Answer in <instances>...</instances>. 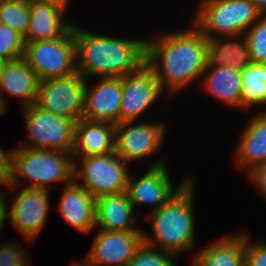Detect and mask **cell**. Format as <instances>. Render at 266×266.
<instances>
[{
  "instance_id": "obj_35",
  "label": "cell",
  "mask_w": 266,
  "mask_h": 266,
  "mask_svg": "<svg viewBox=\"0 0 266 266\" xmlns=\"http://www.w3.org/2000/svg\"><path fill=\"white\" fill-rule=\"evenodd\" d=\"M36 1L52 4L56 7L64 10L65 12H66V9H67L68 3H69L68 2L69 0H36Z\"/></svg>"
},
{
  "instance_id": "obj_29",
  "label": "cell",
  "mask_w": 266,
  "mask_h": 266,
  "mask_svg": "<svg viewBox=\"0 0 266 266\" xmlns=\"http://www.w3.org/2000/svg\"><path fill=\"white\" fill-rule=\"evenodd\" d=\"M24 51V37L0 23V59L6 62L14 61L23 58Z\"/></svg>"
},
{
  "instance_id": "obj_10",
  "label": "cell",
  "mask_w": 266,
  "mask_h": 266,
  "mask_svg": "<svg viewBox=\"0 0 266 266\" xmlns=\"http://www.w3.org/2000/svg\"><path fill=\"white\" fill-rule=\"evenodd\" d=\"M122 122L115 127V152L127 163L151 156L163 144L165 125L159 123Z\"/></svg>"
},
{
  "instance_id": "obj_2",
  "label": "cell",
  "mask_w": 266,
  "mask_h": 266,
  "mask_svg": "<svg viewBox=\"0 0 266 266\" xmlns=\"http://www.w3.org/2000/svg\"><path fill=\"white\" fill-rule=\"evenodd\" d=\"M76 70L90 76L123 77L139 70L146 61V39L128 40L95 34L73 23Z\"/></svg>"
},
{
  "instance_id": "obj_33",
  "label": "cell",
  "mask_w": 266,
  "mask_h": 266,
  "mask_svg": "<svg viewBox=\"0 0 266 266\" xmlns=\"http://www.w3.org/2000/svg\"><path fill=\"white\" fill-rule=\"evenodd\" d=\"M249 179L256 186L257 191L266 197V163L254 167L248 171Z\"/></svg>"
},
{
  "instance_id": "obj_34",
  "label": "cell",
  "mask_w": 266,
  "mask_h": 266,
  "mask_svg": "<svg viewBox=\"0 0 266 266\" xmlns=\"http://www.w3.org/2000/svg\"><path fill=\"white\" fill-rule=\"evenodd\" d=\"M2 191H0V230L1 227L3 228L4 227V224H5V220L7 219L8 217V206L9 204H7L6 202V199L7 198V193L5 191V193H1ZM4 194V195H3Z\"/></svg>"
},
{
  "instance_id": "obj_37",
  "label": "cell",
  "mask_w": 266,
  "mask_h": 266,
  "mask_svg": "<svg viewBox=\"0 0 266 266\" xmlns=\"http://www.w3.org/2000/svg\"><path fill=\"white\" fill-rule=\"evenodd\" d=\"M256 8L262 13L266 14V0H251Z\"/></svg>"
},
{
  "instance_id": "obj_14",
  "label": "cell",
  "mask_w": 266,
  "mask_h": 266,
  "mask_svg": "<svg viewBox=\"0 0 266 266\" xmlns=\"http://www.w3.org/2000/svg\"><path fill=\"white\" fill-rule=\"evenodd\" d=\"M143 232L98 229L87 255L96 266H127L144 241Z\"/></svg>"
},
{
  "instance_id": "obj_21",
  "label": "cell",
  "mask_w": 266,
  "mask_h": 266,
  "mask_svg": "<svg viewBox=\"0 0 266 266\" xmlns=\"http://www.w3.org/2000/svg\"><path fill=\"white\" fill-rule=\"evenodd\" d=\"M238 140L234 159L237 164L254 167L266 163V110L255 114L246 124Z\"/></svg>"
},
{
  "instance_id": "obj_26",
  "label": "cell",
  "mask_w": 266,
  "mask_h": 266,
  "mask_svg": "<svg viewBox=\"0 0 266 266\" xmlns=\"http://www.w3.org/2000/svg\"><path fill=\"white\" fill-rule=\"evenodd\" d=\"M30 22L29 3L0 0V23L25 37Z\"/></svg>"
},
{
  "instance_id": "obj_40",
  "label": "cell",
  "mask_w": 266,
  "mask_h": 266,
  "mask_svg": "<svg viewBox=\"0 0 266 266\" xmlns=\"http://www.w3.org/2000/svg\"><path fill=\"white\" fill-rule=\"evenodd\" d=\"M13 1H22V2H27V3H32L33 1H36V0H13Z\"/></svg>"
},
{
  "instance_id": "obj_5",
  "label": "cell",
  "mask_w": 266,
  "mask_h": 266,
  "mask_svg": "<svg viewBox=\"0 0 266 266\" xmlns=\"http://www.w3.org/2000/svg\"><path fill=\"white\" fill-rule=\"evenodd\" d=\"M193 24L207 38L244 34L262 15L251 0H201Z\"/></svg>"
},
{
  "instance_id": "obj_30",
  "label": "cell",
  "mask_w": 266,
  "mask_h": 266,
  "mask_svg": "<svg viewBox=\"0 0 266 266\" xmlns=\"http://www.w3.org/2000/svg\"><path fill=\"white\" fill-rule=\"evenodd\" d=\"M0 245V266H29L26 249L13 242Z\"/></svg>"
},
{
  "instance_id": "obj_3",
  "label": "cell",
  "mask_w": 266,
  "mask_h": 266,
  "mask_svg": "<svg viewBox=\"0 0 266 266\" xmlns=\"http://www.w3.org/2000/svg\"><path fill=\"white\" fill-rule=\"evenodd\" d=\"M194 181L191 177L166 204L149 213L153 233L143 232L145 243L175 254L194 249Z\"/></svg>"
},
{
  "instance_id": "obj_7",
  "label": "cell",
  "mask_w": 266,
  "mask_h": 266,
  "mask_svg": "<svg viewBox=\"0 0 266 266\" xmlns=\"http://www.w3.org/2000/svg\"><path fill=\"white\" fill-rule=\"evenodd\" d=\"M82 159L80 168L77 164L75 165L74 179L95 199L126 191L130 176L127 170L129 163L119 157L116 152L86 156ZM79 179L82 181L79 182Z\"/></svg>"
},
{
  "instance_id": "obj_27",
  "label": "cell",
  "mask_w": 266,
  "mask_h": 266,
  "mask_svg": "<svg viewBox=\"0 0 266 266\" xmlns=\"http://www.w3.org/2000/svg\"><path fill=\"white\" fill-rule=\"evenodd\" d=\"M176 255L143 241L127 266H176L174 259Z\"/></svg>"
},
{
  "instance_id": "obj_32",
  "label": "cell",
  "mask_w": 266,
  "mask_h": 266,
  "mask_svg": "<svg viewBox=\"0 0 266 266\" xmlns=\"http://www.w3.org/2000/svg\"><path fill=\"white\" fill-rule=\"evenodd\" d=\"M13 149L5 151L0 146V185L11 187L12 184Z\"/></svg>"
},
{
  "instance_id": "obj_16",
  "label": "cell",
  "mask_w": 266,
  "mask_h": 266,
  "mask_svg": "<svg viewBox=\"0 0 266 266\" xmlns=\"http://www.w3.org/2000/svg\"><path fill=\"white\" fill-rule=\"evenodd\" d=\"M40 80L24 58L7 61L0 76V100L7 109L3 91L21 99L22 108L36 102ZM2 93V94H1Z\"/></svg>"
},
{
  "instance_id": "obj_12",
  "label": "cell",
  "mask_w": 266,
  "mask_h": 266,
  "mask_svg": "<svg viewBox=\"0 0 266 266\" xmlns=\"http://www.w3.org/2000/svg\"><path fill=\"white\" fill-rule=\"evenodd\" d=\"M164 159L153 162L150 168L138 180L128 179L126 192L133 207L136 205H152L153 212L166 204L175 193L192 177L188 175L176 189L173 187ZM134 180V181H133Z\"/></svg>"
},
{
  "instance_id": "obj_24",
  "label": "cell",
  "mask_w": 266,
  "mask_h": 266,
  "mask_svg": "<svg viewBox=\"0 0 266 266\" xmlns=\"http://www.w3.org/2000/svg\"><path fill=\"white\" fill-rule=\"evenodd\" d=\"M244 233L219 239L193 255V266H245Z\"/></svg>"
},
{
  "instance_id": "obj_39",
  "label": "cell",
  "mask_w": 266,
  "mask_h": 266,
  "mask_svg": "<svg viewBox=\"0 0 266 266\" xmlns=\"http://www.w3.org/2000/svg\"><path fill=\"white\" fill-rule=\"evenodd\" d=\"M5 62H6V61L0 59V76H1L2 69H3V67H4Z\"/></svg>"
},
{
  "instance_id": "obj_11",
  "label": "cell",
  "mask_w": 266,
  "mask_h": 266,
  "mask_svg": "<svg viewBox=\"0 0 266 266\" xmlns=\"http://www.w3.org/2000/svg\"><path fill=\"white\" fill-rule=\"evenodd\" d=\"M162 93L154 72L146 64L123 76L119 123L136 121Z\"/></svg>"
},
{
  "instance_id": "obj_1",
  "label": "cell",
  "mask_w": 266,
  "mask_h": 266,
  "mask_svg": "<svg viewBox=\"0 0 266 266\" xmlns=\"http://www.w3.org/2000/svg\"><path fill=\"white\" fill-rule=\"evenodd\" d=\"M207 40L193 23L189 30L162 32L154 40L146 39L145 64L163 92L173 95L202 78L207 65Z\"/></svg>"
},
{
  "instance_id": "obj_9",
  "label": "cell",
  "mask_w": 266,
  "mask_h": 266,
  "mask_svg": "<svg viewBox=\"0 0 266 266\" xmlns=\"http://www.w3.org/2000/svg\"><path fill=\"white\" fill-rule=\"evenodd\" d=\"M86 79L78 72L40 81L35 104L78 122L84 114Z\"/></svg>"
},
{
  "instance_id": "obj_25",
  "label": "cell",
  "mask_w": 266,
  "mask_h": 266,
  "mask_svg": "<svg viewBox=\"0 0 266 266\" xmlns=\"http://www.w3.org/2000/svg\"><path fill=\"white\" fill-rule=\"evenodd\" d=\"M241 109L266 105V64L252 62L241 70Z\"/></svg>"
},
{
  "instance_id": "obj_8",
  "label": "cell",
  "mask_w": 266,
  "mask_h": 266,
  "mask_svg": "<svg viewBox=\"0 0 266 266\" xmlns=\"http://www.w3.org/2000/svg\"><path fill=\"white\" fill-rule=\"evenodd\" d=\"M23 58L40 81L76 73V45L72 28L62 37L25 44Z\"/></svg>"
},
{
  "instance_id": "obj_18",
  "label": "cell",
  "mask_w": 266,
  "mask_h": 266,
  "mask_svg": "<svg viewBox=\"0 0 266 266\" xmlns=\"http://www.w3.org/2000/svg\"><path fill=\"white\" fill-rule=\"evenodd\" d=\"M30 22L24 37L25 44L64 36L73 23L66 21V12L52 4L29 3Z\"/></svg>"
},
{
  "instance_id": "obj_31",
  "label": "cell",
  "mask_w": 266,
  "mask_h": 266,
  "mask_svg": "<svg viewBox=\"0 0 266 266\" xmlns=\"http://www.w3.org/2000/svg\"><path fill=\"white\" fill-rule=\"evenodd\" d=\"M249 241V236L245 234V266H266V243H251Z\"/></svg>"
},
{
  "instance_id": "obj_13",
  "label": "cell",
  "mask_w": 266,
  "mask_h": 266,
  "mask_svg": "<svg viewBox=\"0 0 266 266\" xmlns=\"http://www.w3.org/2000/svg\"><path fill=\"white\" fill-rule=\"evenodd\" d=\"M49 191L22 187L13 198L8 216L12 226L28 241H32L43 230L44 224L47 222L50 210Z\"/></svg>"
},
{
  "instance_id": "obj_23",
  "label": "cell",
  "mask_w": 266,
  "mask_h": 266,
  "mask_svg": "<svg viewBox=\"0 0 266 266\" xmlns=\"http://www.w3.org/2000/svg\"><path fill=\"white\" fill-rule=\"evenodd\" d=\"M202 77L200 81L212 97L232 108L241 109V71L232 67L206 66Z\"/></svg>"
},
{
  "instance_id": "obj_36",
  "label": "cell",
  "mask_w": 266,
  "mask_h": 266,
  "mask_svg": "<svg viewBox=\"0 0 266 266\" xmlns=\"http://www.w3.org/2000/svg\"><path fill=\"white\" fill-rule=\"evenodd\" d=\"M70 266H96L90 259L88 255L84 258L83 262L73 261Z\"/></svg>"
},
{
  "instance_id": "obj_28",
  "label": "cell",
  "mask_w": 266,
  "mask_h": 266,
  "mask_svg": "<svg viewBox=\"0 0 266 266\" xmlns=\"http://www.w3.org/2000/svg\"><path fill=\"white\" fill-rule=\"evenodd\" d=\"M244 34L252 62L266 64V14H262Z\"/></svg>"
},
{
  "instance_id": "obj_38",
  "label": "cell",
  "mask_w": 266,
  "mask_h": 266,
  "mask_svg": "<svg viewBox=\"0 0 266 266\" xmlns=\"http://www.w3.org/2000/svg\"><path fill=\"white\" fill-rule=\"evenodd\" d=\"M6 108L3 106L1 100H0V115L4 114V112H6Z\"/></svg>"
},
{
  "instance_id": "obj_4",
  "label": "cell",
  "mask_w": 266,
  "mask_h": 266,
  "mask_svg": "<svg viewBox=\"0 0 266 266\" xmlns=\"http://www.w3.org/2000/svg\"><path fill=\"white\" fill-rule=\"evenodd\" d=\"M75 164L73 154L69 152L19 146L13 150L12 184L6 190H18L24 183L23 178L29 180V184L24 185L27 188L49 190V184L57 182L68 185L75 180Z\"/></svg>"
},
{
  "instance_id": "obj_6",
  "label": "cell",
  "mask_w": 266,
  "mask_h": 266,
  "mask_svg": "<svg viewBox=\"0 0 266 266\" xmlns=\"http://www.w3.org/2000/svg\"><path fill=\"white\" fill-rule=\"evenodd\" d=\"M23 111L28 141L20 147L72 153L76 124L74 120L45 111L35 103L23 107Z\"/></svg>"
},
{
  "instance_id": "obj_22",
  "label": "cell",
  "mask_w": 266,
  "mask_h": 266,
  "mask_svg": "<svg viewBox=\"0 0 266 266\" xmlns=\"http://www.w3.org/2000/svg\"><path fill=\"white\" fill-rule=\"evenodd\" d=\"M224 38L228 40H224ZM206 60V66H224L232 67L239 71L243 70L252 63L245 34L217 36L208 39Z\"/></svg>"
},
{
  "instance_id": "obj_20",
  "label": "cell",
  "mask_w": 266,
  "mask_h": 266,
  "mask_svg": "<svg viewBox=\"0 0 266 266\" xmlns=\"http://www.w3.org/2000/svg\"><path fill=\"white\" fill-rule=\"evenodd\" d=\"M135 208L127 192L96 199L95 228L107 231H142L134 226Z\"/></svg>"
},
{
  "instance_id": "obj_15",
  "label": "cell",
  "mask_w": 266,
  "mask_h": 266,
  "mask_svg": "<svg viewBox=\"0 0 266 266\" xmlns=\"http://www.w3.org/2000/svg\"><path fill=\"white\" fill-rule=\"evenodd\" d=\"M87 81L85 108L82 118L90 121L119 124L122 77H100V80L92 88L88 86Z\"/></svg>"
},
{
  "instance_id": "obj_19",
  "label": "cell",
  "mask_w": 266,
  "mask_h": 266,
  "mask_svg": "<svg viewBox=\"0 0 266 266\" xmlns=\"http://www.w3.org/2000/svg\"><path fill=\"white\" fill-rule=\"evenodd\" d=\"M58 210L64 220L84 233L95 227L96 199L75 180L64 185Z\"/></svg>"
},
{
  "instance_id": "obj_17",
  "label": "cell",
  "mask_w": 266,
  "mask_h": 266,
  "mask_svg": "<svg viewBox=\"0 0 266 266\" xmlns=\"http://www.w3.org/2000/svg\"><path fill=\"white\" fill-rule=\"evenodd\" d=\"M115 124L90 121L81 118L75 124L74 160L76 157L108 154L115 152Z\"/></svg>"
}]
</instances>
